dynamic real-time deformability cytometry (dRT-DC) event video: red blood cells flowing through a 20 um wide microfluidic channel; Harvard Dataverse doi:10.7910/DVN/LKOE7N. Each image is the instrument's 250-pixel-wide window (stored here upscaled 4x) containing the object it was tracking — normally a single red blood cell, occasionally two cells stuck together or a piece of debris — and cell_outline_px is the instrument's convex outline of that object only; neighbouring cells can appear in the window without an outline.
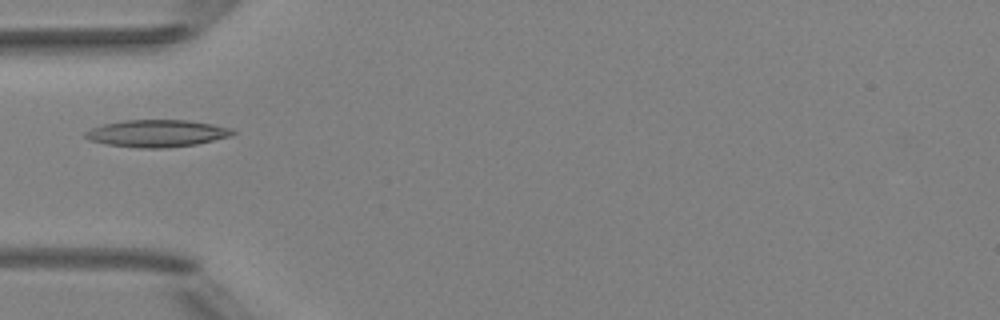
{"species": "Egyptian fruit bat (a non-hibernating species)", "species_latin": "Rousettus aegyptiacus", "temperature_condition": "room temperature", "stored_images_in_passage": 5, "camera_frame_rate_fps": 3000, "um_per_image_px": 0.085, "animal": {"sex": "female"}, "frame": {"image": 1, "passage_image": 5, "time_ms": 4.667, "image_size_px": [1000, 320], "cell_outline_px": [[236, 132], [232, 136], [196, 144], [168, 148], [140, 148], [108, 144], [88, 140], [84, 136], [84, 132], [92, 128], [104, 124], [124, 120], [188, 120], [212, 124], [232, 128]], "centroid_in_image_um": [13.36, 11.34], "position_along_channel_um": 71.6, "area_um2": 23.35}}